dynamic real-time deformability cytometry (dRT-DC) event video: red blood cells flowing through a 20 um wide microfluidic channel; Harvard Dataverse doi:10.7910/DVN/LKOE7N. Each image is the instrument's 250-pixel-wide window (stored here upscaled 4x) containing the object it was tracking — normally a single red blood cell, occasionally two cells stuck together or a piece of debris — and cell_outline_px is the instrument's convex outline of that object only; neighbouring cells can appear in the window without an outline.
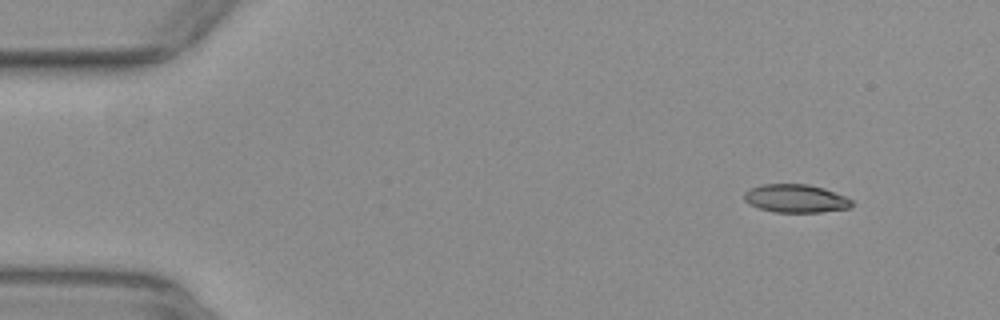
{"species": "common noctule bat (a hibernating species)", "species_latin": "Nyctalus noctula", "temperature_condition": "warm", "stored_images_in_passage": 7, "camera_frame_rate_fps": 3000, "um_per_image_px": 0.085, "animal": {"sex": "female", "body_mass_g": 29.2, "forearm_length_mm": 56.3}, "frame": {"image": 1, "passage_image": 1, "time_ms": 0.0, "image_size_px": [1000, 320], "cell_outline_px": [[852, 204], [848, 208], [820, 212], [776, 212], [760, 208], [748, 204], [744, 200], [744, 192], [748, 188], [764, 184], [808, 184], [824, 188], [844, 196], [852, 200]], "centroid_in_image_um": [67.59, 16.86], "position_along_channel_um": 17.4, "area_um2": 17.63}}